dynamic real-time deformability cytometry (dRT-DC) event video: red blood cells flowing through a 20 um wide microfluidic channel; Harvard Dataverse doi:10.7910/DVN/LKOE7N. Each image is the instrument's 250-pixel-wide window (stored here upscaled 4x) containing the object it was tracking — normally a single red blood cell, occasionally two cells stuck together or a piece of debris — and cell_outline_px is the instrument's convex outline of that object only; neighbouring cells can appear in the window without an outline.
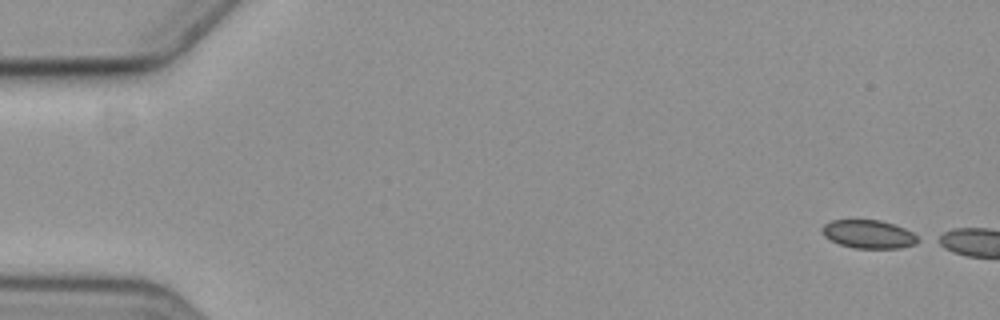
{"species": "common noctule bat (a hibernating species)", "species_latin": "Nyctalus noctula", "temperature_condition": "cold", "stored_images_in_passage": 3, "camera_frame_rate_fps": 3000, "um_per_image_px": 0.085, "animal": {"sex": "female", "body_mass_g": 19.3, "forearm_length_mm": 54.1}, "frame": {"image": 1, "passage_image": 1, "time_ms": 0.0, "image_size_px": [1000, 320], "cell_outline_px": [[924, 240], [916, 244], [900, 248], [852, 248], [840, 244], [824, 236], [820, 232], [820, 228], [824, 224], [832, 220], [880, 220], [904, 228], [912, 232]], "centroid_in_image_um": [73.85, 19.91], "position_along_channel_um": 11.1, "area_um2": 16.01}}